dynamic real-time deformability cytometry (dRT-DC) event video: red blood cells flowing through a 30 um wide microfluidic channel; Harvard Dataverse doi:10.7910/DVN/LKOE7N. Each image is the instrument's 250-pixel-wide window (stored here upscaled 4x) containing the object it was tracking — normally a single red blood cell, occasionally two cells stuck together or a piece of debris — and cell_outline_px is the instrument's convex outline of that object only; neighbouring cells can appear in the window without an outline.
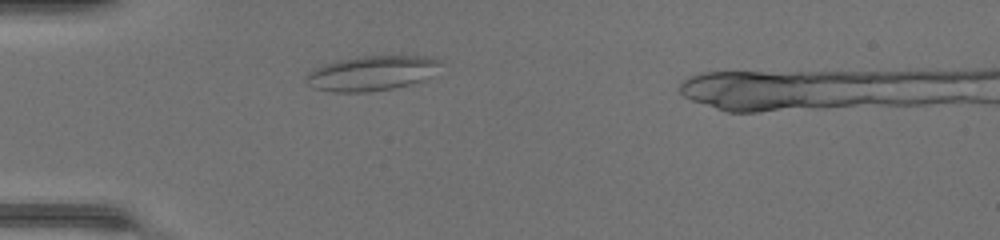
{"species": "common noctule bat (a hibernating species)", "species_latin": "Nyctalus noctula", "temperature_condition": "warm", "stored_images_in_passage": 33, "camera_frame_rate_fps": 3000, "um_per_image_px": 0.085, "animal": {"sex": "female", "body_mass_g": 17.0, "forearm_length_mm": 48.0}, "frame": {"image": 1, "passage_image": 1, "time_ms": 0.0, "image_size_px": [1000, 240], "cell_outline_px": [[436, 64], [420, 80], [408, 84], [392, 88], [368, 92], [332, 92], [312, 88], [308, 84], [304, 76], [308, 72], [324, 64], [340, 60], [364, 56], [424, 56], [436, 60]], "centroid_in_image_um": [31.38, 6.24], "position_along_channel_um": 53.6, "area_um2": 26.18}}
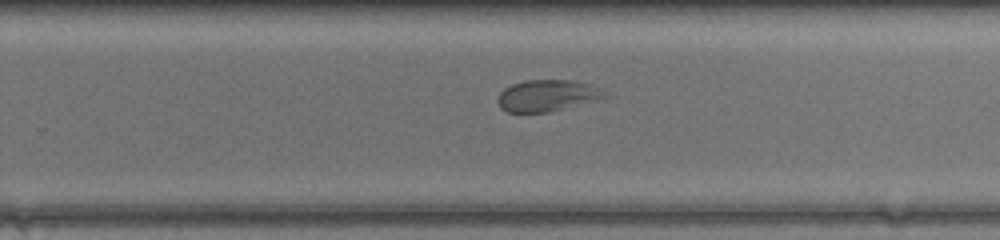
{"frame": {"image": 2, "passage_image": 18, "time_ms": 5.667, "image_size_px": [1000, 240], "cell_outline_px": [[604, 100], [548, 112], [508, 112], [500, 108], [496, 100], [500, 92], [504, 88], [512, 84], [524, 80], [572, 80], [588, 84], [596, 88], [604, 96]], "centroid_in_image_um": [46.46, 8.14], "position_along_channel_um": 283.3, "area_um2": 19.65}}
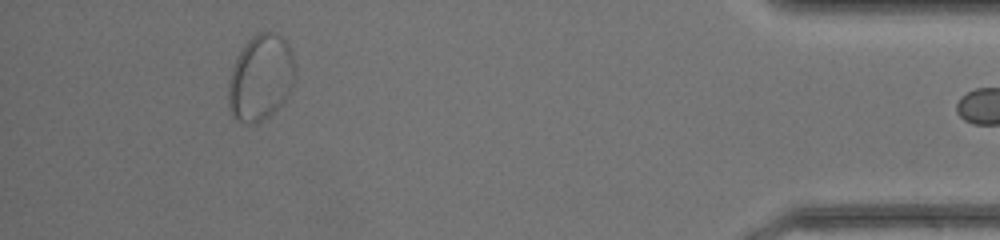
{"frame": {"image": 3, "passage_image": 31, "time_ms": 10.0, "image_size_px": [1000, 240], "cell_outline_px": [[292, 84], [284, 100], [264, 120], [252, 124], [248, 124], [236, 120], [232, 116], [228, 104], [228, 80], [236, 56], [240, 48], [252, 36], [260, 32], [280, 32], [288, 44], [292, 52]], "centroid_in_image_um": [22.09, 6.58], "position_along_channel_um": 413.1, "area_um2": 33.29}}